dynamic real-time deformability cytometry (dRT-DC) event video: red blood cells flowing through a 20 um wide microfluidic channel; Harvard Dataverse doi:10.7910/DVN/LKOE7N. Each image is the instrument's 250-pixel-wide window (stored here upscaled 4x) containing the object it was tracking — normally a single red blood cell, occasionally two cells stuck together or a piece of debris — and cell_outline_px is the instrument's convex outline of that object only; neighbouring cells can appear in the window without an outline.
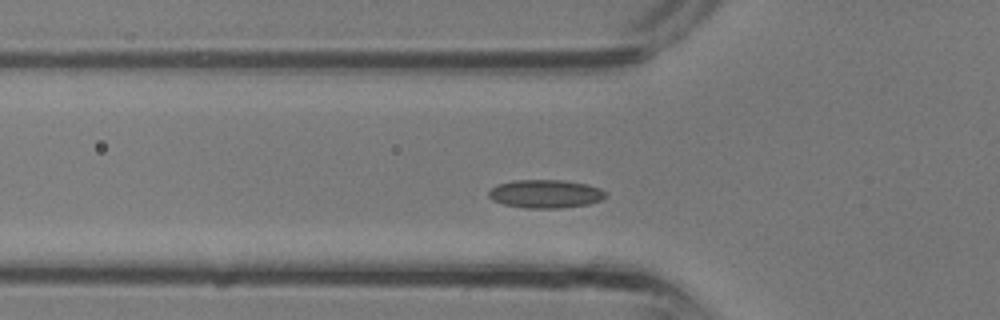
{"species": "common noctule bat (a hibernating species)", "species_latin": "Nyctalus noctula", "temperature_condition": "room temperature", "stored_images_in_passage": 25, "camera_frame_rate_fps": 3000, "um_per_image_px": 0.085, "animal": {"sex": "male", "body_mass_g": 13.3}, "frame": {"image": 1, "passage_image": 6, "time_ms": 1.667, "image_size_px": [1000, 320], "cell_outline_px": [[604, 196], [600, 200], [588, 204], [560, 208], [524, 208], [504, 204], [492, 200], [488, 196], [488, 192], [496, 184], [512, 180], [560, 180], [584, 184], [600, 188], [604, 192]], "centroid_in_image_um": [46.29, 16.48], "position_along_channel_um": 79.5, "area_um2": 19.13}}
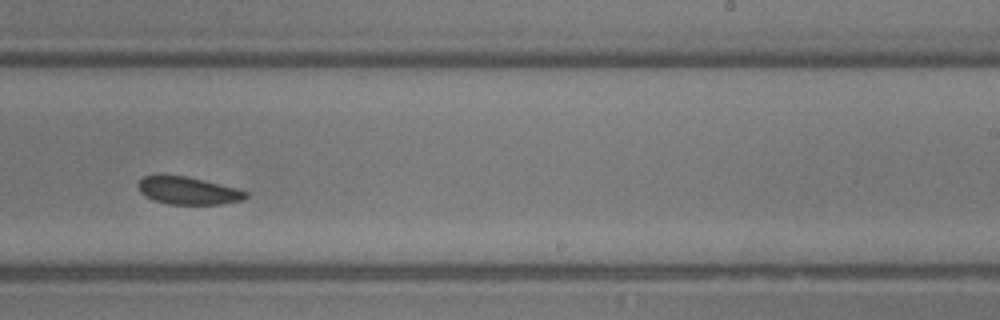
{"frame": {"image": 2, "passage_image": 16, "time_ms": 5.0, "image_size_px": [1000, 320], "cell_outline_px": [[248, 196], [244, 200], [220, 204], [168, 204], [152, 200], [144, 196], [140, 192], [140, 180], [144, 176], [184, 176], [204, 180], [236, 188], [248, 192]], "centroid_in_image_um": [16.02, 16.23], "position_along_channel_um": 273.0, "area_um2": 17.05}}
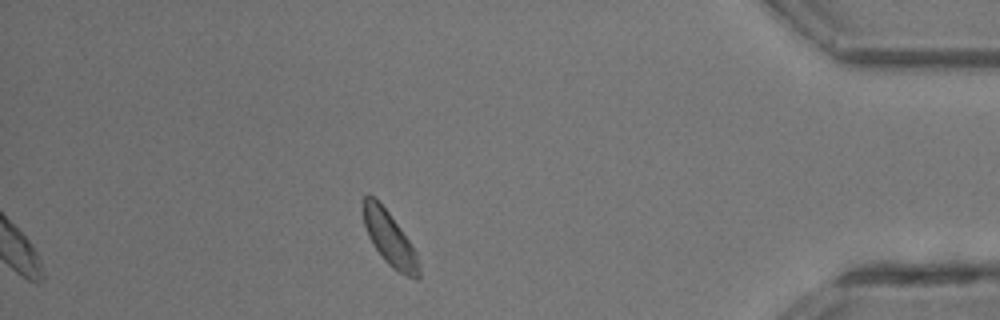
{"frame": {"image": 3, "passage_image": 25, "time_ms": 8.0, "image_size_px": [1000, 320], "cell_outline_px": [[420, 276], [416, 280], [392, 268], [384, 260], [372, 244], [368, 236], [364, 224], [360, 204], [364, 196], [372, 196], [388, 212], [400, 228], [416, 252], [420, 268]], "centroid_in_image_um": [33.08, 20.28], "position_along_channel_um": 402.1, "area_um2": 17.4}}